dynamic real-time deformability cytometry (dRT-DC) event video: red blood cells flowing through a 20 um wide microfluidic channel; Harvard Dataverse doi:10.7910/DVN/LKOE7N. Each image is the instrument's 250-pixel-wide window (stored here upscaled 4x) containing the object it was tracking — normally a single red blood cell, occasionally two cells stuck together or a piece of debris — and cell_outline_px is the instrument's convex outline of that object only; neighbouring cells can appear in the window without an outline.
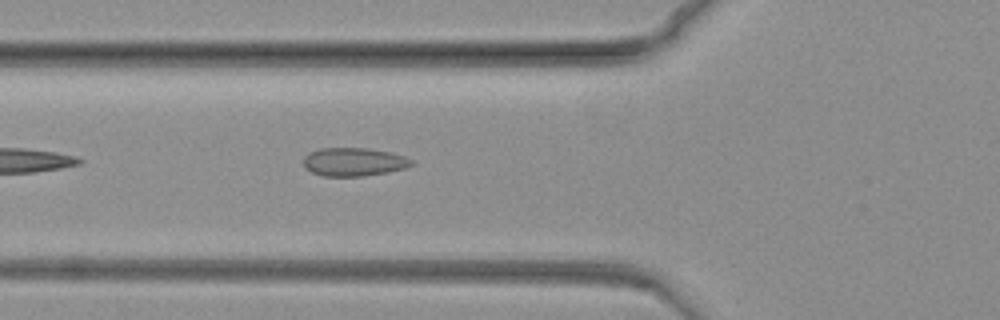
{"species": "common noctule bat (a hibernating species)", "species_latin": "Nyctalus noctula", "temperature_condition": "warm", "stored_images_in_passage": 55, "camera_frame_rate_fps": 3000, "um_per_image_px": 0.085, "animal": {"sex": "female", "body_mass_g": 19.3, "forearm_length_mm": 54.1}, "frame": {"image": 1, "passage_image": 4, "time_ms": 1.0, "image_size_px": [1000, 320], "cell_outline_px": [[412, 164], [404, 168], [388, 172], [360, 176], [324, 176], [312, 172], [304, 168], [304, 156], [320, 148], [364, 148], [392, 152], [404, 156], [412, 160]], "centroid_in_image_um": [30.06, 13.76], "position_along_channel_um": 95.7, "area_um2": 17.69}}
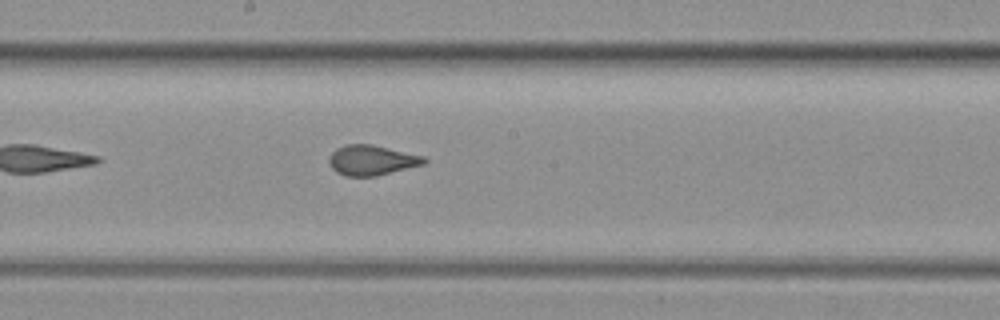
{"frame": {"image": 2, "passage_image": 18, "time_ms": 5.667, "image_size_px": [1000, 320], "cell_outline_px": [[428, 160], [424, 164], [376, 176], [344, 176], [336, 172], [332, 168], [328, 160], [332, 152], [336, 148], [344, 144], [372, 144], [424, 156]], "centroid_in_image_um": [31.58, 13.61], "position_along_channel_um": 216.6, "area_um2": 16.7}}
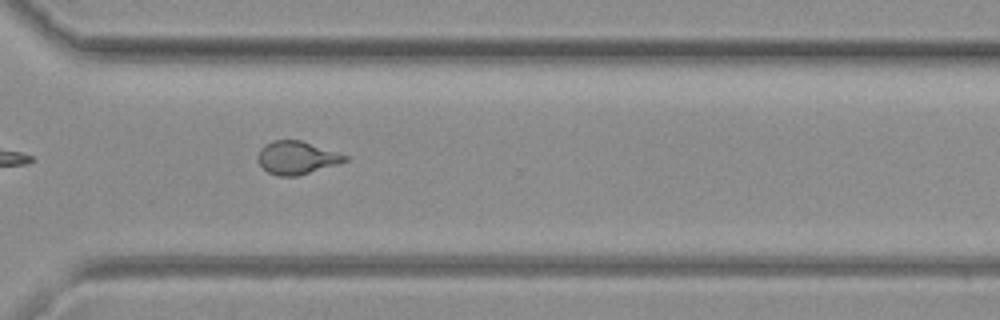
{"frame": {"image": 3, "passage_image": 33, "time_ms": 10.667, "image_size_px": [1000, 320], "cell_outline_px": [[348, 160], [336, 164], [296, 176], [280, 176], [268, 172], [256, 160], [256, 156], [260, 148], [264, 144], [272, 140], [300, 140], [348, 156]], "centroid_in_image_um": [25.15, 13.39], "position_along_channel_um": 345.4, "area_um2": 16.53}}